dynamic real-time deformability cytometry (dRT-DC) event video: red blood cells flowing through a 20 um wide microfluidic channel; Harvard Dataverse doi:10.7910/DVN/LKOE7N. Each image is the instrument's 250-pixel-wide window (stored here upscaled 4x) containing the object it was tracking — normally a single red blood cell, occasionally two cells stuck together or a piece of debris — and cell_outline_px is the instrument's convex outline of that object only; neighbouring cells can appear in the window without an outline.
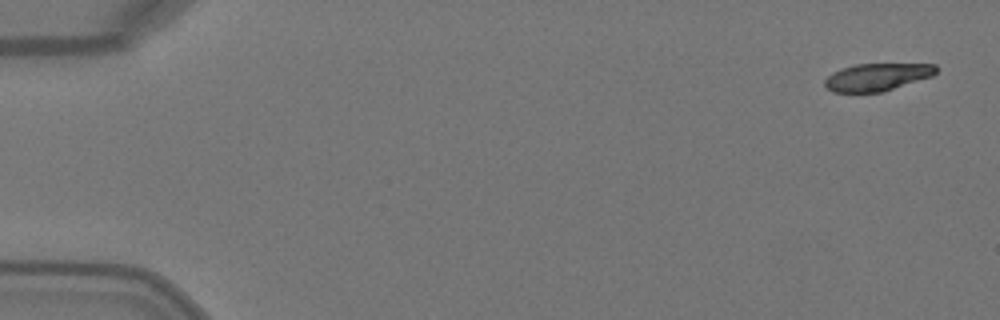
{"species": "Egyptian fruit bat (a non-hibernating species)", "species_latin": "Rousettus aegyptiacus", "temperature_condition": "warm", "stored_images_in_passage": 6, "camera_frame_rate_fps": 3000, "um_per_image_px": 0.085, "animal": {"sex": "female"}, "frame": {"image": 1, "passage_image": 1, "time_ms": 0.0, "image_size_px": [1000, 320], "cell_outline_px": [[936, 72], [932, 76], [884, 92], [832, 92], [824, 84], [824, 80], [832, 72], [840, 68], [856, 64], [936, 64]], "centroid_in_image_um": [74.53, 6.55], "position_along_channel_um": 10.5, "area_um2": 17.86}}
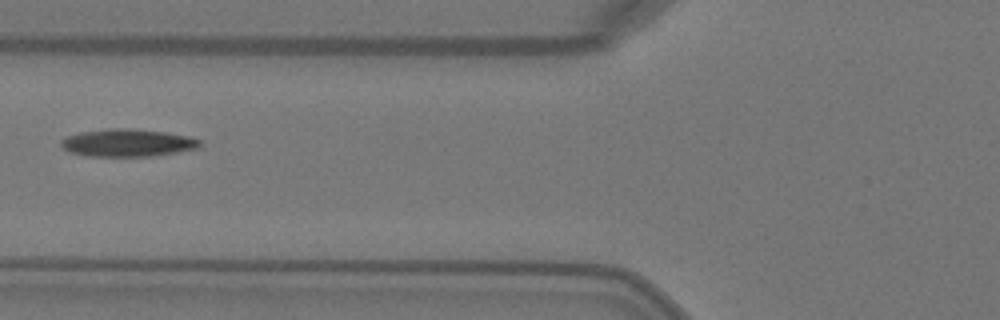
{"frame": {"image": 2, "passage_image": 5, "time_ms": 1.333, "image_size_px": [1000, 320], "cell_outline_px": [[204, 144], [196, 148], [176, 152], [152, 156], [84, 156], [68, 152], [60, 144], [60, 140], [68, 136], [80, 132], [108, 128], [128, 128], [168, 132], [192, 136], [200, 140]], "centroid_in_image_um": [10.85, 12.13], "position_along_channel_um": 114.9, "area_um2": 22.54}}
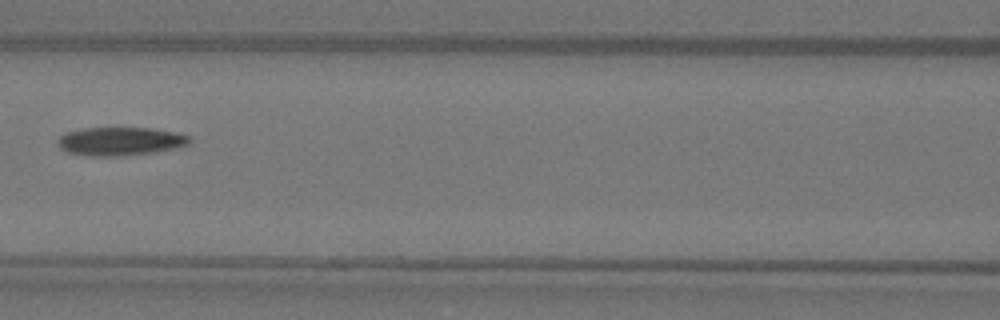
{"frame": {"image": 3, "passage_image": 6, "time_ms": 1.667, "image_size_px": [1000, 320], "cell_outline_px": [[192, 140], [188, 144], [176, 148], [156, 152], [124, 156], [92, 156], [68, 152], [60, 148], [56, 140], [64, 132], [84, 128], [152, 128], [176, 132], [188, 136]], "centroid_in_image_um": [10.22, 12.01], "position_along_channel_um": 156.4, "area_um2": 21.96}}